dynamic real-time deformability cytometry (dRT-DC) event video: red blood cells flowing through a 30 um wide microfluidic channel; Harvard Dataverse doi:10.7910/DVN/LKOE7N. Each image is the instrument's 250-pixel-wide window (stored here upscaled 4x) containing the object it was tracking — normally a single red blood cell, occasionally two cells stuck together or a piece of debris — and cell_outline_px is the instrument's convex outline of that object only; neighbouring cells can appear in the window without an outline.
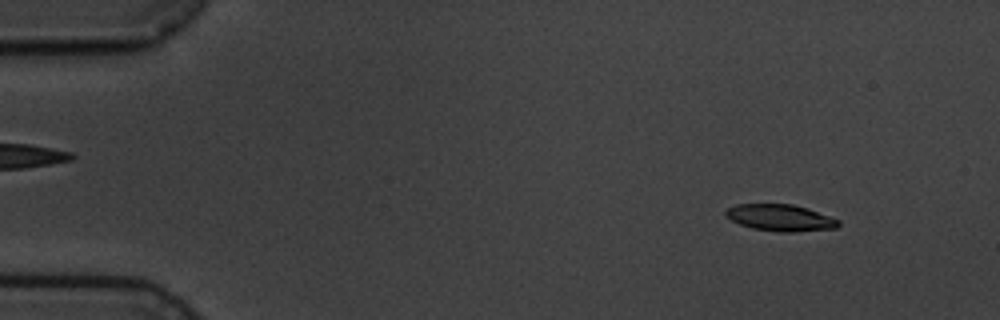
{"species": "common noctule bat (a hibernating species)", "species_latin": "Nyctalus noctula", "temperature_condition": "cold", "stored_images_in_passage": 5, "camera_frame_rate_fps": 3000, "um_per_image_px": 0.085, "animal": {"sex": "male", "body_mass_g": 19.5, "forearm_length_mm": 54.6}, "frame": {"image": 1, "passage_image": 1, "time_ms": 0.0, "image_size_px": [1000, 320], "cell_outline_px": [[840, 224], [836, 228], [796, 232], [780, 232], [752, 228], [740, 224], [724, 216], [724, 212], [728, 208], [736, 204], [792, 204], [808, 208], [840, 220]], "centroid_in_image_um": [66.33, 18.51], "position_along_channel_um": 18.7, "area_um2": 17.57}}
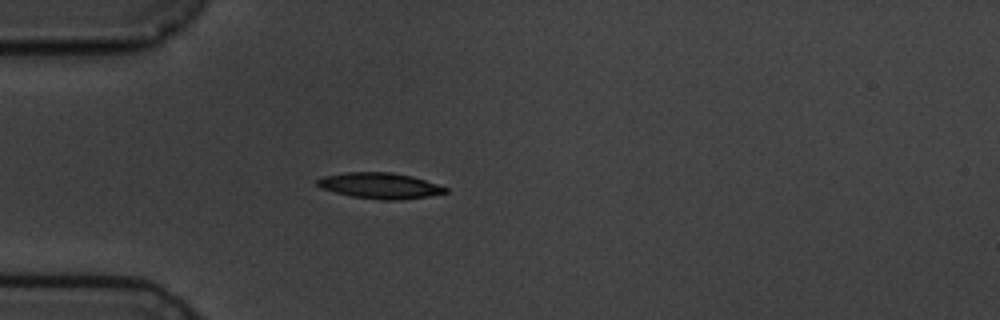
{"frame": {"image": 2, "passage_image": 4, "time_ms": 3.333, "image_size_px": [1000, 320], "cell_outline_px": [[448, 192], [428, 196], [400, 200], [380, 200], [352, 196], [320, 188], [316, 184], [316, 180], [324, 176], [344, 172], [392, 172], [412, 176], [448, 188]], "centroid_in_image_um": [32.27, 15.78], "position_along_channel_um": 52.7, "area_um2": 19.25}}